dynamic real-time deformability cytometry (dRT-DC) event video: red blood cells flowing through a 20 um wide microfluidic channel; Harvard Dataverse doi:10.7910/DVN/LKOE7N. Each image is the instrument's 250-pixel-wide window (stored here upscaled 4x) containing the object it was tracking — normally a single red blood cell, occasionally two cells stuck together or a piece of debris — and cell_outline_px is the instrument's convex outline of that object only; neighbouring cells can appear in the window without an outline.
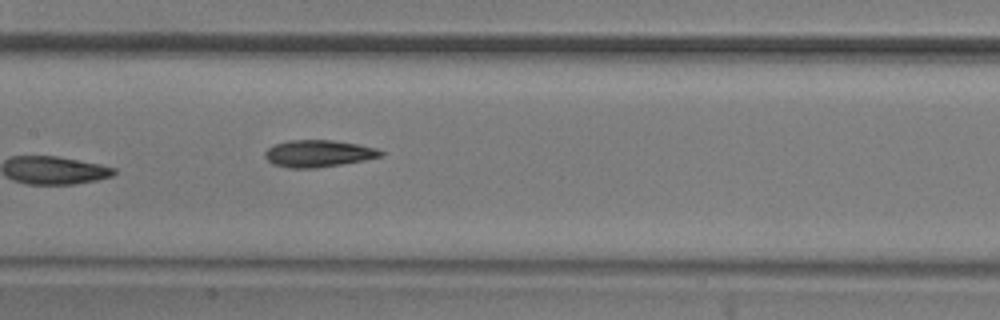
{"species": "common noctule bat (a hibernating species)", "species_latin": "Nyctalus noctula", "temperature_condition": "room temperature", "stored_images_in_passage": 8, "camera_frame_rate_fps": 3000, "um_per_image_px": 0.085, "animal": {"sex": "male", "body_mass_g": 20.5, "forearm_length_mm": 52.5}, "frame": {"image": 1, "passage_image": 8, "time_ms": 2.333, "image_size_px": [1000, 320], "cell_outline_px": [[384, 156], [364, 160], [316, 168], [288, 168], [272, 164], [264, 156], [264, 152], [268, 148], [276, 144], [288, 140], [332, 140], [356, 144], [376, 148], [384, 152]], "centroid_in_image_um": [27.05, 13.05], "position_along_channel_um": 180.4, "area_um2": 18.15}}